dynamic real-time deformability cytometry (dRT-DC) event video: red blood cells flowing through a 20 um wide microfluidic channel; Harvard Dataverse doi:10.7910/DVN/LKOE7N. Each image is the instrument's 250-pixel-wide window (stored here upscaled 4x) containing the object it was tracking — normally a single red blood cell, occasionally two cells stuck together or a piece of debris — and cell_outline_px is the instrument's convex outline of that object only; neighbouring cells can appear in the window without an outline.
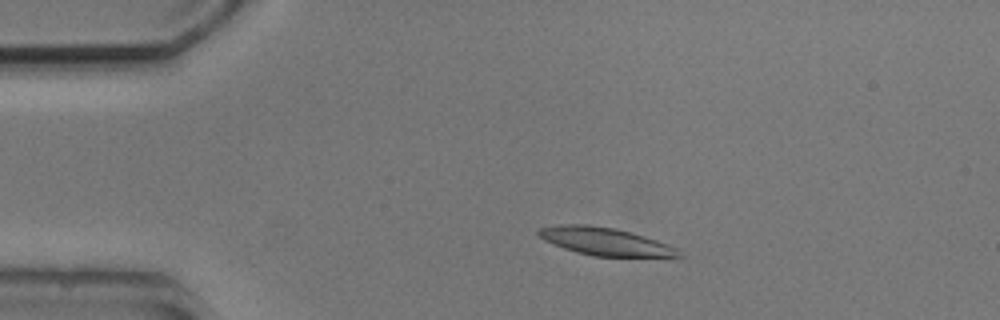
{"species": "common noctule bat (a hibernating species)", "species_latin": "Nyctalus noctula", "temperature_condition": "cold", "stored_images_in_passage": 5, "camera_frame_rate_fps": 3000, "um_per_image_px": 0.085, "animal": {"sex": "male", "body_mass_g": 20.5, "forearm_length_mm": 52.5}, "frame": {"image": 1, "passage_image": 2, "time_ms": 1.0, "image_size_px": [1000, 320], "cell_outline_px": [[684, 256], [592, 256], [576, 252], [564, 248], [544, 240], [536, 232], [540, 228], [560, 224], [588, 224], [616, 228], [644, 236], [668, 244], [676, 248]], "centroid_in_image_um": [51.4, 20.51], "position_along_channel_um": 33.6, "area_um2": 22.43}}